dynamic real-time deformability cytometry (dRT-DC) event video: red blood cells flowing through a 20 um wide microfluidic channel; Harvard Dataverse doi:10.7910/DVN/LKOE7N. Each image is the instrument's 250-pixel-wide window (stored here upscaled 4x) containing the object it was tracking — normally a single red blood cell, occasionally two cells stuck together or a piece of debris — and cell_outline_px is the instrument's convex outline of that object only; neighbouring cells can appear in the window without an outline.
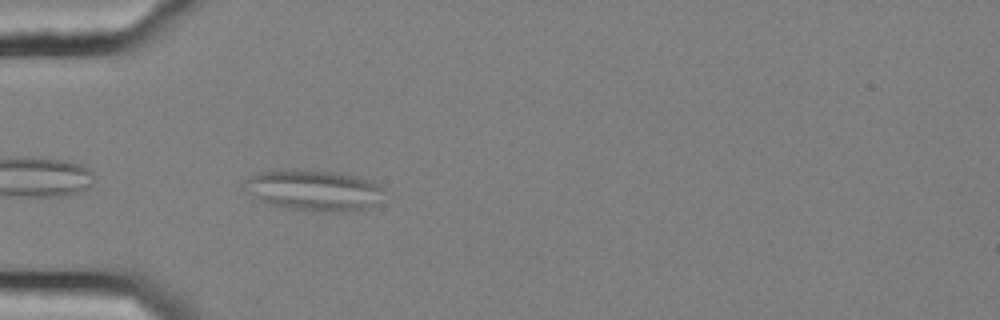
{"species": "common noctule bat (a hibernating species)", "species_latin": "Nyctalus noctula", "temperature_condition": "cold", "stored_images_in_passage": 18, "camera_frame_rate_fps": 3000, "um_per_image_px": 0.085, "animal": {"sex": "female", "body_mass_g": 25.1}, "frame": {"image": 1, "passage_image": 1, "time_ms": 0.0, "image_size_px": [1000, 320], "cell_outline_px": [[384, 188], [376, 204], [364, 208], [344, 212], [312, 212], [288, 208], [268, 204], [252, 196], [240, 184], [248, 176], [260, 172], [276, 168], [340, 172], [372, 180]], "centroid_in_image_um": [26.6, 16.16], "position_along_channel_um": 58.4, "area_um2": 33.93}}
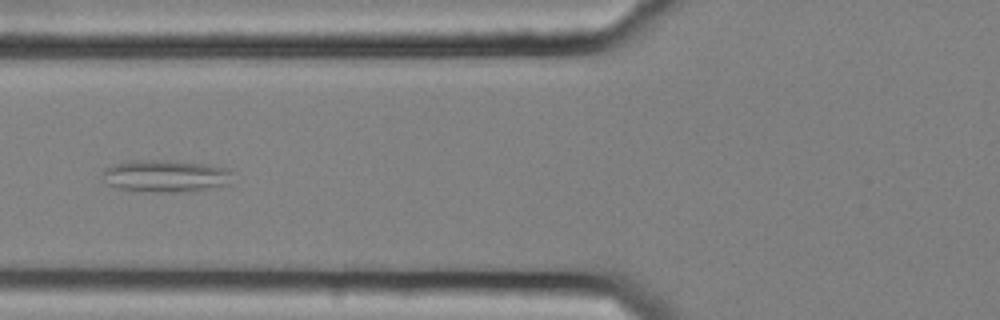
{"frame": {"image": 2, "passage_image": 6, "time_ms": 1.667, "image_size_px": [1000, 320], "cell_outline_px": [[232, 184], [188, 192], [160, 192], [120, 188], [108, 184], [100, 172], [104, 168], [128, 160], [168, 160], [208, 164], [224, 168], [232, 172]], "centroid_in_image_um": [14.11, 14.95], "position_along_channel_um": 111.7, "area_um2": 24.51}}